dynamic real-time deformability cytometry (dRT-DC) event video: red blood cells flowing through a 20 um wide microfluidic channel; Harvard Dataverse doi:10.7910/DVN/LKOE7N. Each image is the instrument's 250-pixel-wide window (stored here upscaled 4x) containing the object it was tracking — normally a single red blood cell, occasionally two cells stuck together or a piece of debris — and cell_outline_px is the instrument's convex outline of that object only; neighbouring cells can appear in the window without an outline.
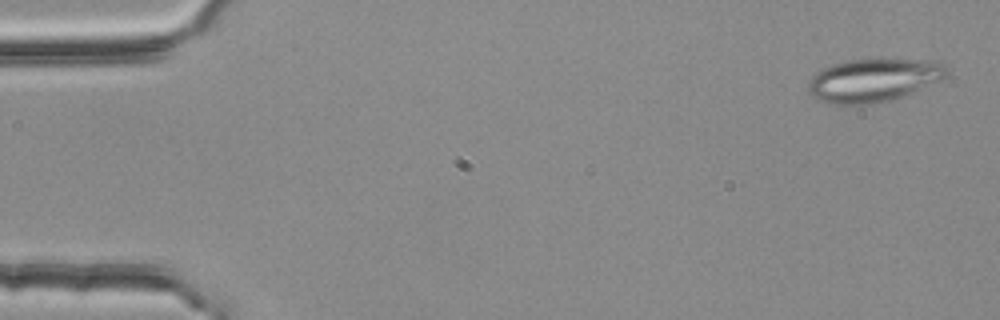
{"species": "common noctule bat (a hibernating species)", "species_latin": "Nyctalus noctula", "temperature_condition": "room temperature", "stored_images_in_passage": 10, "camera_frame_rate_fps": 3000, "um_per_image_px": 0.085, "animal": {"sex": "female", "body_mass_g": 25.1}, "frame": {"image": 1, "passage_image": 2, "time_ms": 0.333, "image_size_px": [1000, 320], "cell_outline_px": [[948, 76], [940, 80], [900, 96], [888, 100], [868, 104], [836, 104], [820, 100], [808, 92], [808, 80], [812, 76], [824, 68], [836, 64], [852, 60], [880, 56], [928, 60], [944, 64], [948, 68]], "centroid_in_image_um": [74.28, 6.76], "position_along_channel_um": 10.7, "area_um2": 35.03}}